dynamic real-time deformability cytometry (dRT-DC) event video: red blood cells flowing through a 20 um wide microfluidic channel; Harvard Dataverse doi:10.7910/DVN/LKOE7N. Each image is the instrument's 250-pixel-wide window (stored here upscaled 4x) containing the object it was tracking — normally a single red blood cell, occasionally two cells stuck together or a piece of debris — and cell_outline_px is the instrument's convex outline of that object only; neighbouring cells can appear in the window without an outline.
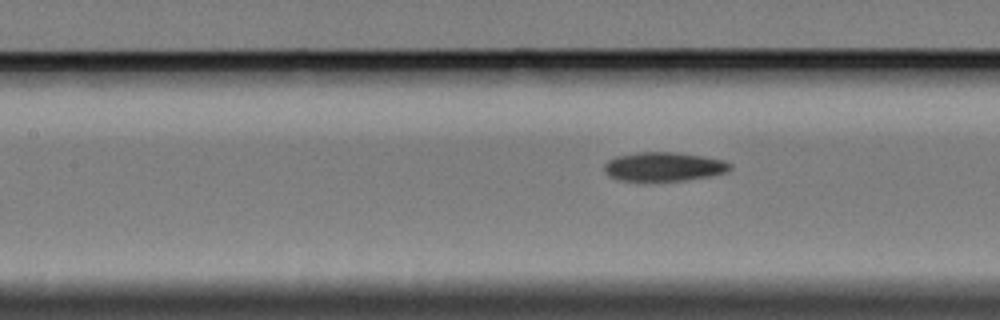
{"species": "Egyptian fruit bat (a non-hibernating species)", "species_latin": "Rousettus aegyptiacus", "temperature_condition": "cold", "stored_images_in_passage": 5, "segment_of_instrument_passage": [2, 2], "camera_frame_rate_fps": 3000, "um_per_image_px": 0.085, "animal": {"sex": "female"}, "frame": {"image": 1, "passage_image": 5, "time_ms": 4.667, "image_size_px": [1000, 320], "cell_outline_px": [[732, 168], [728, 172], [708, 176], [684, 180], [620, 180], [608, 176], [604, 172], [604, 164], [608, 160], [616, 156], [640, 152], [672, 152], [704, 156], [724, 160], [732, 164]], "centroid_in_image_um": [56.43, 14.15], "position_along_channel_um": 151.0, "area_um2": 21.15}}